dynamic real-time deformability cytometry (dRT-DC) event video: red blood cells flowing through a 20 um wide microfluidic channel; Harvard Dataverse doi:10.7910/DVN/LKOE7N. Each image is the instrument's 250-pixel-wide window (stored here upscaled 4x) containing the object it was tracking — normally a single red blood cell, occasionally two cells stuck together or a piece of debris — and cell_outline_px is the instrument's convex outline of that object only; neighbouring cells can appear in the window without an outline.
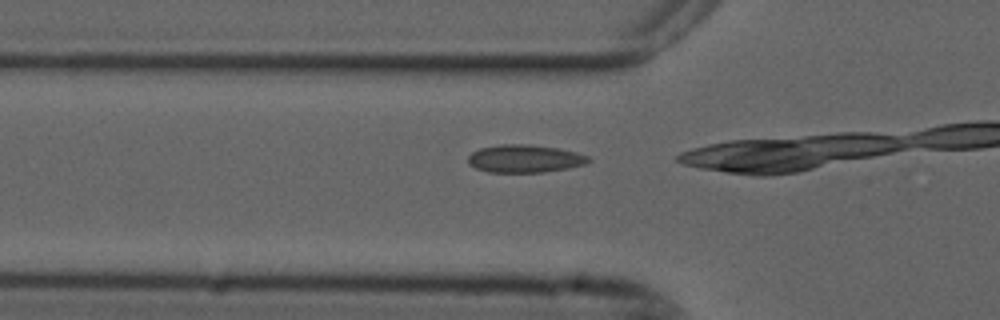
{"species": "common noctule bat (a hibernating species)", "species_latin": "Nyctalus noctula", "temperature_condition": "cold", "stored_images_in_passage": 13, "camera_frame_rate_fps": 3000, "um_per_image_px": 0.085, "animal": {"sex": "male", "forearm_length_mm": 52.5}, "frame": {"image": 1, "passage_image": 11, "time_ms": 3.333, "image_size_px": [1000, 320], "cell_outline_px": [[592, 160], [584, 164], [568, 168], [544, 172], [488, 172], [476, 168], [468, 164], [468, 156], [472, 152], [480, 148], [500, 144], [528, 144], [556, 148], [576, 152], [588, 156]], "centroid_in_image_um": [44.58, 13.48], "position_along_channel_um": 81.2, "area_um2": 19.48}}